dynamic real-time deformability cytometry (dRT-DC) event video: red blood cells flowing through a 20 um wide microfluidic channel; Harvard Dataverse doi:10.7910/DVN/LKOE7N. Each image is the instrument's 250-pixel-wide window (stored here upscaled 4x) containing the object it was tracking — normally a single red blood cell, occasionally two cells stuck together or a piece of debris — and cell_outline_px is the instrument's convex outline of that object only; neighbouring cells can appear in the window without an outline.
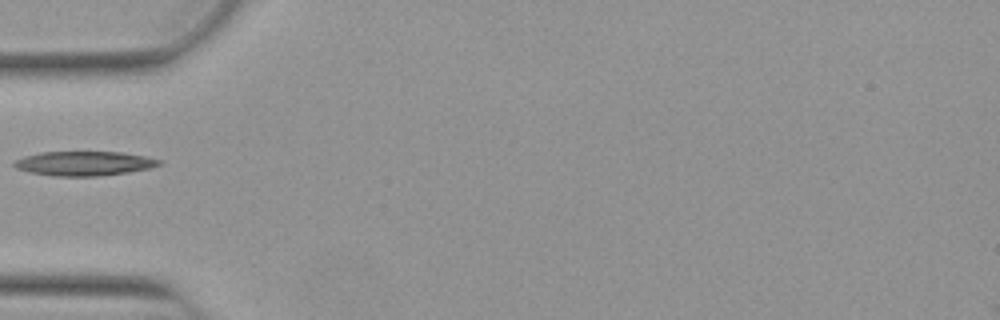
{"species": "Egyptian fruit bat (a non-hibernating species)", "species_latin": "Rousettus aegyptiacus", "temperature_condition": "warm", "stored_images_in_passage": 12, "camera_frame_rate_fps": 3000, "um_per_image_px": 0.085, "animal": {"sex": "female"}, "frame": {"image": 1, "passage_image": 1, "time_ms": 0.0, "image_size_px": [1000, 320], "cell_outline_px": [[164, 160], [160, 164], [148, 168], [128, 172], [96, 176], [52, 176], [28, 172], [16, 168], [12, 164], [16, 160], [24, 156], [40, 152], [120, 152], [144, 156]], "centroid_in_image_um": [7.12, 13.89], "position_along_channel_um": 77.9, "area_um2": 20.52}}
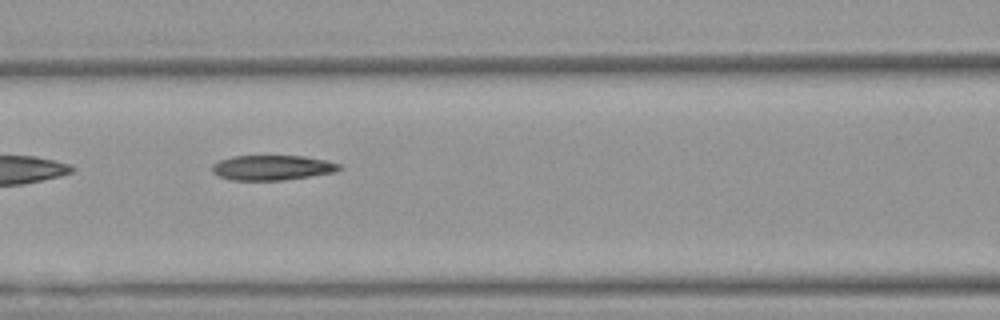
{"frame": {"image": 2, "passage_image": 6, "time_ms": 1.667, "image_size_px": [1000, 320], "cell_outline_px": [[344, 168], [332, 172], [284, 180], [232, 180], [216, 176], [212, 172], [212, 164], [220, 160], [232, 156], [304, 156], [324, 160], [340, 164]], "centroid_in_image_um": [23.09, 14.25], "position_along_channel_um": 143.5, "area_um2": 18.44}}
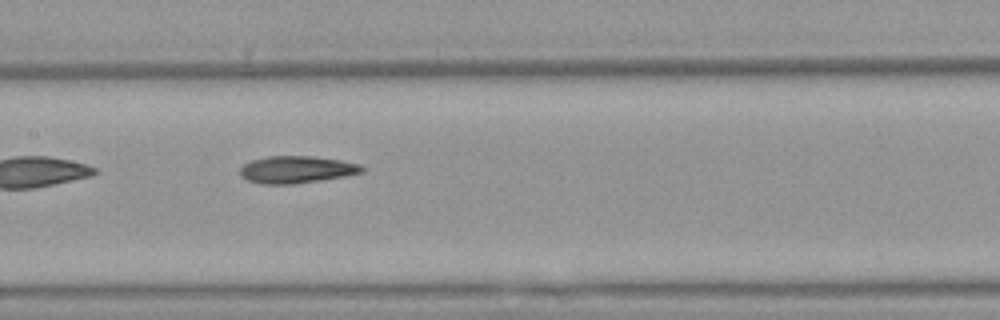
{"frame": {"image": 3, "passage_image": 9, "time_ms": 2.667, "image_size_px": [1000, 320], "cell_outline_px": [[364, 172], [344, 176], [296, 184], [260, 184], [248, 180], [240, 176], [240, 168], [244, 164], [252, 160], [268, 156], [312, 156], [340, 160], [360, 164], [364, 168]], "centroid_in_image_um": [25.19, 14.41], "position_along_channel_um": 182.2, "area_um2": 19.31}}